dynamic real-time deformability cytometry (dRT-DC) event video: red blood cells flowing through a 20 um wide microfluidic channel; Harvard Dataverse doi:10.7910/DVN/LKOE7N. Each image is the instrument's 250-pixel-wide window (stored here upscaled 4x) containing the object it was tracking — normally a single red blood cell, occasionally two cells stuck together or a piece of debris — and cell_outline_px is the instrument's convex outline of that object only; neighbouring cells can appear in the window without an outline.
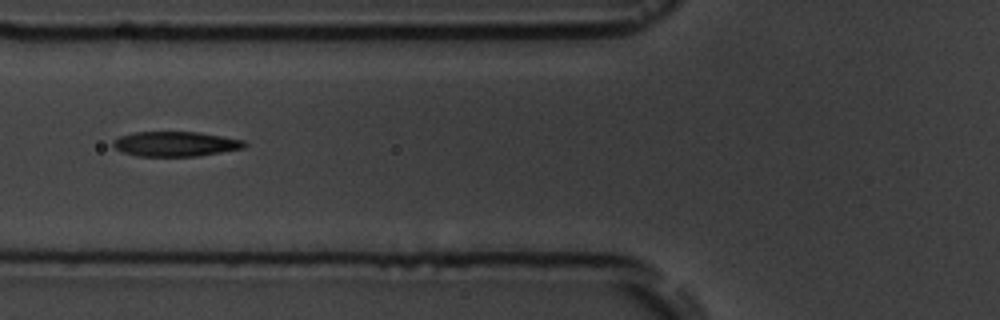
{"species": "common noctule bat (a hibernating species)", "species_latin": "Nyctalus noctula", "temperature_condition": "room temperature", "stored_images_in_passage": 14, "camera_frame_rate_fps": 3000, "um_per_image_px": 0.085, "animal": {"sex": "male", "body_mass_g": 19.5, "forearm_length_mm": 54.6}, "frame": {"image": 1, "passage_image": 5, "time_ms": 5.667, "image_size_px": [1000, 320], "cell_outline_px": [[248, 144], [244, 148], [200, 156], [136, 156], [124, 152], [116, 148], [112, 144], [112, 140], [120, 136], [132, 132], [196, 132], [244, 140]], "centroid_in_image_um": [14.91, 12.24], "position_along_channel_um": 110.9, "area_um2": 19.02}}
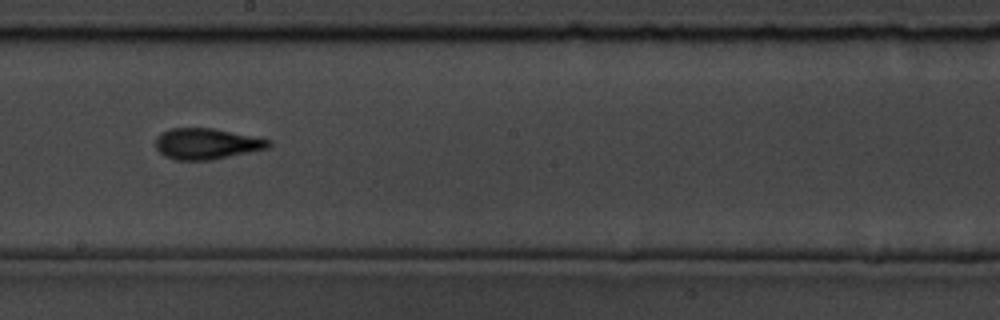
{"frame": {"image": 2, "passage_image": 8, "time_ms": 9.0, "image_size_px": [1000, 320], "cell_outline_px": [[272, 144], [268, 148], [212, 160], [176, 160], [164, 156], [156, 148], [156, 136], [160, 132], [172, 128], [212, 128], [272, 140]], "centroid_in_image_um": [17.54, 12.22], "position_along_channel_um": 230.7, "area_um2": 20.4}}
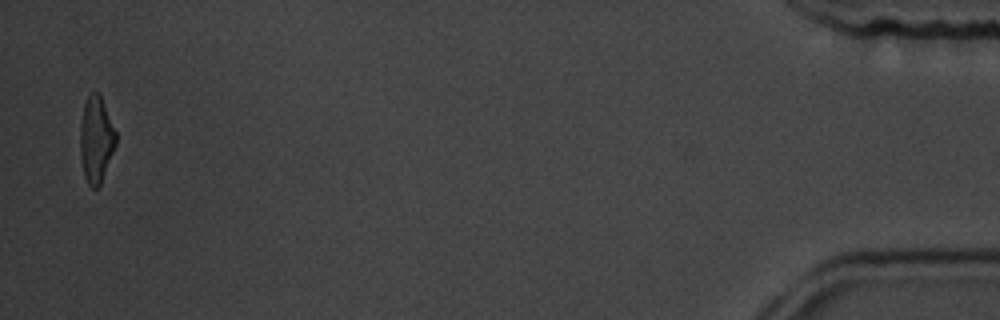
{"frame": {"image": 3, "passage_image": 14, "time_ms": 17.0, "image_size_px": [1000, 320], "cell_outline_px": [[116, 144], [100, 184], [96, 188], [92, 188], [88, 184], [84, 176], [80, 156], [80, 124], [84, 104], [88, 96], [92, 92], [100, 92], [116, 132]], "centroid_in_image_um": [8.16, 11.83], "position_along_channel_um": 427.0, "area_um2": 17.98}, "authors_computed_cell_mechanics": {"area_um2": 18.9873, "velocity_mm_per_s": 3.5926, "shape_relaxation_time_tau1_ms": 3.4007, "shape_relaxation_time_tau2_ms": 1.7344, "deformation_change_tau1": 0.1539, "deformation_change_tau2": 0.0968}}